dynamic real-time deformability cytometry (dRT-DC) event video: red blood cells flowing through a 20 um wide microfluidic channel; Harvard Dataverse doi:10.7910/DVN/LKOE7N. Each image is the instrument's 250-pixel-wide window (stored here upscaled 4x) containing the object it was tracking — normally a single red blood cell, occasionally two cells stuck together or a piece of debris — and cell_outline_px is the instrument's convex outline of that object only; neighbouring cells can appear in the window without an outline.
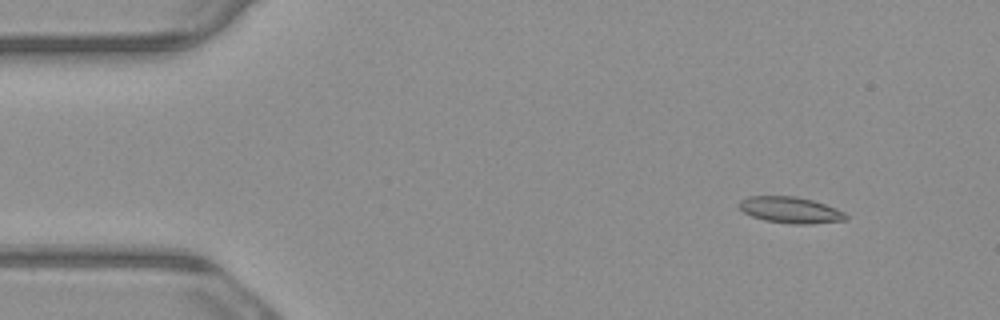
{"species": "common noctule bat (a hibernating species)", "species_latin": "Nyctalus noctula", "temperature_condition": "warm", "stored_images_in_passage": 5, "segment_of_instrument_passage": [1, 2], "camera_frame_rate_fps": 3000, "um_per_image_px": 0.085, "animal": {"sex": "male", "body_mass_g": 23.1, "forearm_length_mm": 52.7}, "frame": {"image": 1, "passage_image": 2, "time_ms": 0.333, "image_size_px": [1000, 320], "cell_outline_px": [[848, 216], [844, 220], [808, 224], [792, 224], [764, 220], [752, 216], [744, 212], [740, 208], [740, 200], [748, 196], [796, 196], [812, 200], [836, 208], [844, 212]], "centroid_in_image_um": [67.18, 17.84], "position_along_channel_um": 17.8, "area_um2": 16.18}}
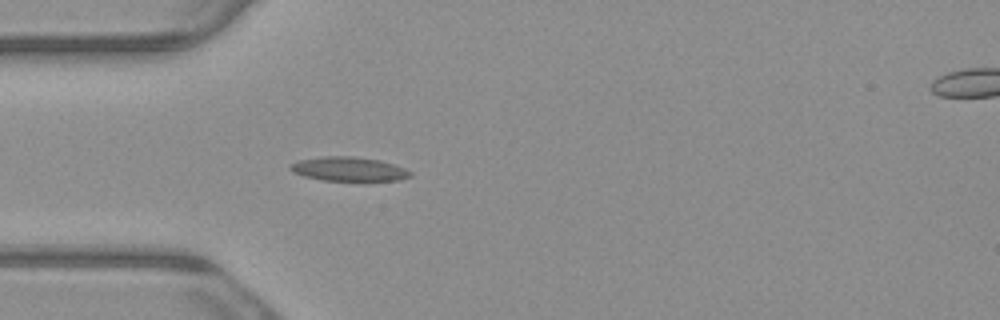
{"frame": {"image": 2, "passage_image": 4, "time_ms": 1.0, "image_size_px": [1000, 320], "cell_outline_px": [[412, 176], [400, 180], [324, 180], [304, 176], [292, 172], [288, 168], [292, 164], [300, 160], [320, 156], [352, 156], [380, 160], [404, 168], [412, 172]], "centroid_in_image_um": [29.64, 14.36], "position_along_channel_um": 55.4, "area_um2": 16.7}}